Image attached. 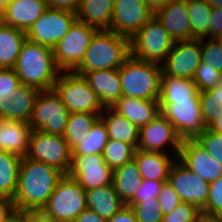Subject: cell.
Wrapping results in <instances>:
<instances>
[{
	"label": "cell",
	"instance_id": "1",
	"mask_svg": "<svg viewBox=\"0 0 222 222\" xmlns=\"http://www.w3.org/2000/svg\"><path fill=\"white\" fill-rule=\"evenodd\" d=\"M64 175L53 166L22 157L13 198L15 209L21 212L42 209Z\"/></svg>",
	"mask_w": 222,
	"mask_h": 222
},
{
	"label": "cell",
	"instance_id": "2",
	"mask_svg": "<svg viewBox=\"0 0 222 222\" xmlns=\"http://www.w3.org/2000/svg\"><path fill=\"white\" fill-rule=\"evenodd\" d=\"M13 69L21 84L39 91L53 89L62 72L56 65L53 48L28 39L24 42Z\"/></svg>",
	"mask_w": 222,
	"mask_h": 222
},
{
	"label": "cell",
	"instance_id": "3",
	"mask_svg": "<svg viewBox=\"0 0 222 222\" xmlns=\"http://www.w3.org/2000/svg\"><path fill=\"white\" fill-rule=\"evenodd\" d=\"M130 56V40L110 30H99L87 48L80 65L73 71L84 72L118 69Z\"/></svg>",
	"mask_w": 222,
	"mask_h": 222
},
{
	"label": "cell",
	"instance_id": "4",
	"mask_svg": "<svg viewBox=\"0 0 222 222\" xmlns=\"http://www.w3.org/2000/svg\"><path fill=\"white\" fill-rule=\"evenodd\" d=\"M161 76L162 66L160 64L139 61L130 55L119 67L122 95L158 101Z\"/></svg>",
	"mask_w": 222,
	"mask_h": 222
},
{
	"label": "cell",
	"instance_id": "5",
	"mask_svg": "<svg viewBox=\"0 0 222 222\" xmlns=\"http://www.w3.org/2000/svg\"><path fill=\"white\" fill-rule=\"evenodd\" d=\"M175 40L153 15L130 39V55L139 61L162 64Z\"/></svg>",
	"mask_w": 222,
	"mask_h": 222
},
{
	"label": "cell",
	"instance_id": "6",
	"mask_svg": "<svg viewBox=\"0 0 222 222\" xmlns=\"http://www.w3.org/2000/svg\"><path fill=\"white\" fill-rule=\"evenodd\" d=\"M53 89L70 113L101 114L104 111L97 94L82 75L61 72Z\"/></svg>",
	"mask_w": 222,
	"mask_h": 222
},
{
	"label": "cell",
	"instance_id": "7",
	"mask_svg": "<svg viewBox=\"0 0 222 222\" xmlns=\"http://www.w3.org/2000/svg\"><path fill=\"white\" fill-rule=\"evenodd\" d=\"M86 208L85 190L69 175H64L39 211L58 222H74Z\"/></svg>",
	"mask_w": 222,
	"mask_h": 222
},
{
	"label": "cell",
	"instance_id": "8",
	"mask_svg": "<svg viewBox=\"0 0 222 222\" xmlns=\"http://www.w3.org/2000/svg\"><path fill=\"white\" fill-rule=\"evenodd\" d=\"M99 30L75 20L67 34L53 47L56 65L62 72H73L84 58Z\"/></svg>",
	"mask_w": 222,
	"mask_h": 222
},
{
	"label": "cell",
	"instance_id": "9",
	"mask_svg": "<svg viewBox=\"0 0 222 222\" xmlns=\"http://www.w3.org/2000/svg\"><path fill=\"white\" fill-rule=\"evenodd\" d=\"M70 112L54 89L39 91L36 96L29 126L47 134H65Z\"/></svg>",
	"mask_w": 222,
	"mask_h": 222
},
{
	"label": "cell",
	"instance_id": "10",
	"mask_svg": "<svg viewBox=\"0 0 222 222\" xmlns=\"http://www.w3.org/2000/svg\"><path fill=\"white\" fill-rule=\"evenodd\" d=\"M26 158L53 166L68 175L72 165V152L65 138L33 130Z\"/></svg>",
	"mask_w": 222,
	"mask_h": 222
},
{
	"label": "cell",
	"instance_id": "11",
	"mask_svg": "<svg viewBox=\"0 0 222 222\" xmlns=\"http://www.w3.org/2000/svg\"><path fill=\"white\" fill-rule=\"evenodd\" d=\"M161 114L174 126L182 140H196L206 129L199 94L193 100L159 104Z\"/></svg>",
	"mask_w": 222,
	"mask_h": 222
},
{
	"label": "cell",
	"instance_id": "12",
	"mask_svg": "<svg viewBox=\"0 0 222 222\" xmlns=\"http://www.w3.org/2000/svg\"><path fill=\"white\" fill-rule=\"evenodd\" d=\"M76 19L74 12L48 7L26 32L27 39L53 48L67 34Z\"/></svg>",
	"mask_w": 222,
	"mask_h": 222
},
{
	"label": "cell",
	"instance_id": "13",
	"mask_svg": "<svg viewBox=\"0 0 222 222\" xmlns=\"http://www.w3.org/2000/svg\"><path fill=\"white\" fill-rule=\"evenodd\" d=\"M182 141L174 126L160 113L139 128L137 149L179 155Z\"/></svg>",
	"mask_w": 222,
	"mask_h": 222
},
{
	"label": "cell",
	"instance_id": "14",
	"mask_svg": "<svg viewBox=\"0 0 222 222\" xmlns=\"http://www.w3.org/2000/svg\"><path fill=\"white\" fill-rule=\"evenodd\" d=\"M153 15L142 0H114L109 30L130 40Z\"/></svg>",
	"mask_w": 222,
	"mask_h": 222
},
{
	"label": "cell",
	"instance_id": "15",
	"mask_svg": "<svg viewBox=\"0 0 222 222\" xmlns=\"http://www.w3.org/2000/svg\"><path fill=\"white\" fill-rule=\"evenodd\" d=\"M168 182L181 202L191 203L202 210L207 203L209 182L188 169L178 158L172 165Z\"/></svg>",
	"mask_w": 222,
	"mask_h": 222
},
{
	"label": "cell",
	"instance_id": "16",
	"mask_svg": "<svg viewBox=\"0 0 222 222\" xmlns=\"http://www.w3.org/2000/svg\"><path fill=\"white\" fill-rule=\"evenodd\" d=\"M202 62L200 39L175 41L162 66V76L193 79Z\"/></svg>",
	"mask_w": 222,
	"mask_h": 222
},
{
	"label": "cell",
	"instance_id": "17",
	"mask_svg": "<svg viewBox=\"0 0 222 222\" xmlns=\"http://www.w3.org/2000/svg\"><path fill=\"white\" fill-rule=\"evenodd\" d=\"M68 175L85 191L112 184L113 170L105 163L102 154L72 157Z\"/></svg>",
	"mask_w": 222,
	"mask_h": 222
},
{
	"label": "cell",
	"instance_id": "18",
	"mask_svg": "<svg viewBox=\"0 0 222 222\" xmlns=\"http://www.w3.org/2000/svg\"><path fill=\"white\" fill-rule=\"evenodd\" d=\"M178 159L209 183L222 176V164L214 160L197 140H183Z\"/></svg>",
	"mask_w": 222,
	"mask_h": 222
},
{
	"label": "cell",
	"instance_id": "19",
	"mask_svg": "<svg viewBox=\"0 0 222 222\" xmlns=\"http://www.w3.org/2000/svg\"><path fill=\"white\" fill-rule=\"evenodd\" d=\"M38 93V89L21 84L14 93L0 97V120L29 123Z\"/></svg>",
	"mask_w": 222,
	"mask_h": 222
},
{
	"label": "cell",
	"instance_id": "20",
	"mask_svg": "<svg viewBox=\"0 0 222 222\" xmlns=\"http://www.w3.org/2000/svg\"><path fill=\"white\" fill-rule=\"evenodd\" d=\"M175 41L191 40V25L186 0H172L154 11Z\"/></svg>",
	"mask_w": 222,
	"mask_h": 222
},
{
	"label": "cell",
	"instance_id": "21",
	"mask_svg": "<svg viewBox=\"0 0 222 222\" xmlns=\"http://www.w3.org/2000/svg\"><path fill=\"white\" fill-rule=\"evenodd\" d=\"M47 9L45 0H10L0 14L1 22L27 32Z\"/></svg>",
	"mask_w": 222,
	"mask_h": 222
},
{
	"label": "cell",
	"instance_id": "22",
	"mask_svg": "<svg viewBox=\"0 0 222 222\" xmlns=\"http://www.w3.org/2000/svg\"><path fill=\"white\" fill-rule=\"evenodd\" d=\"M82 76L97 94L103 108H112L123 96L119 68L84 72Z\"/></svg>",
	"mask_w": 222,
	"mask_h": 222
},
{
	"label": "cell",
	"instance_id": "23",
	"mask_svg": "<svg viewBox=\"0 0 222 222\" xmlns=\"http://www.w3.org/2000/svg\"><path fill=\"white\" fill-rule=\"evenodd\" d=\"M178 156L136 149L134 160L143 180L168 181L170 169Z\"/></svg>",
	"mask_w": 222,
	"mask_h": 222
},
{
	"label": "cell",
	"instance_id": "24",
	"mask_svg": "<svg viewBox=\"0 0 222 222\" xmlns=\"http://www.w3.org/2000/svg\"><path fill=\"white\" fill-rule=\"evenodd\" d=\"M33 129L18 120H0V150L25 157Z\"/></svg>",
	"mask_w": 222,
	"mask_h": 222
},
{
	"label": "cell",
	"instance_id": "25",
	"mask_svg": "<svg viewBox=\"0 0 222 222\" xmlns=\"http://www.w3.org/2000/svg\"><path fill=\"white\" fill-rule=\"evenodd\" d=\"M112 108L138 128L147 125L161 113L159 101L126 96H122Z\"/></svg>",
	"mask_w": 222,
	"mask_h": 222
},
{
	"label": "cell",
	"instance_id": "26",
	"mask_svg": "<svg viewBox=\"0 0 222 222\" xmlns=\"http://www.w3.org/2000/svg\"><path fill=\"white\" fill-rule=\"evenodd\" d=\"M106 127L109 139L133 145L139 142V128L113 108H104L99 118Z\"/></svg>",
	"mask_w": 222,
	"mask_h": 222
},
{
	"label": "cell",
	"instance_id": "27",
	"mask_svg": "<svg viewBox=\"0 0 222 222\" xmlns=\"http://www.w3.org/2000/svg\"><path fill=\"white\" fill-rule=\"evenodd\" d=\"M87 208L105 220L113 217L126 204L120 199L113 184L85 191Z\"/></svg>",
	"mask_w": 222,
	"mask_h": 222
},
{
	"label": "cell",
	"instance_id": "28",
	"mask_svg": "<svg viewBox=\"0 0 222 222\" xmlns=\"http://www.w3.org/2000/svg\"><path fill=\"white\" fill-rule=\"evenodd\" d=\"M113 10L114 0H82L76 17L98 30H109Z\"/></svg>",
	"mask_w": 222,
	"mask_h": 222
},
{
	"label": "cell",
	"instance_id": "29",
	"mask_svg": "<svg viewBox=\"0 0 222 222\" xmlns=\"http://www.w3.org/2000/svg\"><path fill=\"white\" fill-rule=\"evenodd\" d=\"M199 90L192 79L161 76L159 104H173L176 101L193 100Z\"/></svg>",
	"mask_w": 222,
	"mask_h": 222
},
{
	"label": "cell",
	"instance_id": "30",
	"mask_svg": "<svg viewBox=\"0 0 222 222\" xmlns=\"http://www.w3.org/2000/svg\"><path fill=\"white\" fill-rule=\"evenodd\" d=\"M26 39L25 31L0 22V68H14Z\"/></svg>",
	"mask_w": 222,
	"mask_h": 222
},
{
	"label": "cell",
	"instance_id": "31",
	"mask_svg": "<svg viewBox=\"0 0 222 222\" xmlns=\"http://www.w3.org/2000/svg\"><path fill=\"white\" fill-rule=\"evenodd\" d=\"M142 180L134 159L113 170L112 184L126 205L134 198Z\"/></svg>",
	"mask_w": 222,
	"mask_h": 222
},
{
	"label": "cell",
	"instance_id": "32",
	"mask_svg": "<svg viewBox=\"0 0 222 222\" xmlns=\"http://www.w3.org/2000/svg\"><path fill=\"white\" fill-rule=\"evenodd\" d=\"M22 157L0 150V197L13 199Z\"/></svg>",
	"mask_w": 222,
	"mask_h": 222
},
{
	"label": "cell",
	"instance_id": "33",
	"mask_svg": "<svg viewBox=\"0 0 222 222\" xmlns=\"http://www.w3.org/2000/svg\"><path fill=\"white\" fill-rule=\"evenodd\" d=\"M100 118V114L70 113L63 137L71 152L89 135L91 127Z\"/></svg>",
	"mask_w": 222,
	"mask_h": 222
},
{
	"label": "cell",
	"instance_id": "34",
	"mask_svg": "<svg viewBox=\"0 0 222 222\" xmlns=\"http://www.w3.org/2000/svg\"><path fill=\"white\" fill-rule=\"evenodd\" d=\"M191 25V40L209 38V17L212 7L205 0H186Z\"/></svg>",
	"mask_w": 222,
	"mask_h": 222
},
{
	"label": "cell",
	"instance_id": "35",
	"mask_svg": "<svg viewBox=\"0 0 222 222\" xmlns=\"http://www.w3.org/2000/svg\"><path fill=\"white\" fill-rule=\"evenodd\" d=\"M109 136L105 124L98 119L91 127L88 137L72 151V157L102 154Z\"/></svg>",
	"mask_w": 222,
	"mask_h": 222
},
{
	"label": "cell",
	"instance_id": "36",
	"mask_svg": "<svg viewBox=\"0 0 222 222\" xmlns=\"http://www.w3.org/2000/svg\"><path fill=\"white\" fill-rule=\"evenodd\" d=\"M135 151L136 148L133 145L109 139L102 152V156L105 163L112 170H115L123 164L132 161Z\"/></svg>",
	"mask_w": 222,
	"mask_h": 222
},
{
	"label": "cell",
	"instance_id": "37",
	"mask_svg": "<svg viewBox=\"0 0 222 222\" xmlns=\"http://www.w3.org/2000/svg\"><path fill=\"white\" fill-rule=\"evenodd\" d=\"M202 62L199 67H211L222 72V46L215 38H200Z\"/></svg>",
	"mask_w": 222,
	"mask_h": 222
},
{
	"label": "cell",
	"instance_id": "38",
	"mask_svg": "<svg viewBox=\"0 0 222 222\" xmlns=\"http://www.w3.org/2000/svg\"><path fill=\"white\" fill-rule=\"evenodd\" d=\"M130 206L138 222H162L163 214L158 200H144Z\"/></svg>",
	"mask_w": 222,
	"mask_h": 222
},
{
	"label": "cell",
	"instance_id": "39",
	"mask_svg": "<svg viewBox=\"0 0 222 222\" xmlns=\"http://www.w3.org/2000/svg\"><path fill=\"white\" fill-rule=\"evenodd\" d=\"M192 80L200 92L210 90L222 82V72L211 67H198Z\"/></svg>",
	"mask_w": 222,
	"mask_h": 222
},
{
	"label": "cell",
	"instance_id": "40",
	"mask_svg": "<svg viewBox=\"0 0 222 222\" xmlns=\"http://www.w3.org/2000/svg\"><path fill=\"white\" fill-rule=\"evenodd\" d=\"M201 211L211 216H222V176L209 183L207 203Z\"/></svg>",
	"mask_w": 222,
	"mask_h": 222
},
{
	"label": "cell",
	"instance_id": "41",
	"mask_svg": "<svg viewBox=\"0 0 222 222\" xmlns=\"http://www.w3.org/2000/svg\"><path fill=\"white\" fill-rule=\"evenodd\" d=\"M201 213L194 204L181 202L172 212L163 216L162 222H197Z\"/></svg>",
	"mask_w": 222,
	"mask_h": 222
},
{
	"label": "cell",
	"instance_id": "42",
	"mask_svg": "<svg viewBox=\"0 0 222 222\" xmlns=\"http://www.w3.org/2000/svg\"><path fill=\"white\" fill-rule=\"evenodd\" d=\"M200 145L222 164V134L209 130L208 128L196 139Z\"/></svg>",
	"mask_w": 222,
	"mask_h": 222
},
{
	"label": "cell",
	"instance_id": "43",
	"mask_svg": "<svg viewBox=\"0 0 222 222\" xmlns=\"http://www.w3.org/2000/svg\"><path fill=\"white\" fill-rule=\"evenodd\" d=\"M163 182L165 181L142 180L134 198L127 205H135L144 200H158Z\"/></svg>",
	"mask_w": 222,
	"mask_h": 222
},
{
	"label": "cell",
	"instance_id": "44",
	"mask_svg": "<svg viewBox=\"0 0 222 222\" xmlns=\"http://www.w3.org/2000/svg\"><path fill=\"white\" fill-rule=\"evenodd\" d=\"M158 202L163 216L172 212L181 203L178 194L168 181L163 182Z\"/></svg>",
	"mask_w": 222,
	"mask_h": 222
},
{
	"label": "cell",
	"instance_id": "45",
	"mask_svg": "<svg viewBox=\"0 0 222 222\" xmlns=\"http://www.w3.org/2000/svg\"><path fill=\"white\" fill-rule=\"evenodd\" d=\"M20 85V78L13 68H0V97L14 93Z\"/></svg>",
	"mask_w": 222,
	"mask_h": 222
},
{
	"label": "cell",
	"instance_id": "46",
	"mask_svg": "<svg viewBox=\"0 0 222 222\" xmlns=\"http://www.w3.org/2000/svg\"><path fill=\"white\" fill-rule=\"evenodd\" d=\"M199 100L204 122L208 126L219 113V103H216L207 91L199 92Z\"/></svg>",
	"mask_w": 222,
	"mask_h": 222
},
{
	"label": "cell",
	"instance_id": "47",
	"mask_svg": "<svg viewBox=\"0 0 222 222\" xmlns=\"http://www.w3.org/2000/svg\"><path fill=\"white\" fill-rule=\"evenodd\" d=\"M222 34V8H212L209 17V38Z\"/></svg>",
	"mask_w": 222,
	"mask_h": 222
},
{
	"label": "cell",
	"instance_id": "48",
	"mask_svg": "<svg viewBox=\"0 0 222 222\" xmlns=\"http://www.w3.org/2000/svg\"><path fill=\"white\" fill-rule=\"evenodd\" d=\"M82 0H48V7L76 13Z\"/></svg>",
	"mask_w": 222,
	"mask_h": 222
},
{
	"label": "cell",
	"instance_id": "49",
	"mask_svg": "<svg viewBox=\"0 0 222 222\" xmlns=\"http://www.w3.org/2000/svg\"><path fill=\"white\" fill-rule=\"evenodd\" d=\"M107 222H138L133 209L125 205L120 209L113 217L107 220Z\"/></svg>",
	"mask_w": 222,
	"mask_h": 222
},
{
	"label": "cell",
	"instance_id": "50",
	"mask_svg": "<svg viewBox=\"0 0 222 222\" xmlns=\"http://www.w3.org/2000/svg\"><path fill=\"white\" fill-rule=\"evenodd\" d=\"M16 211L14 201L8 197H0V222L6 220Z\"/></svg>",
	"mask_w": 222,
	"mask_h": 222
},
{
	"label": "cell",
	"instance_id": "51",
	"mask_svg": "<svg viewBox=\"0 0 222 222\" xmlns=\"http://www.w3.org/2000/svg\"><path fill=\"white\" fill-rule=\"evenodd\" d=\"M74 222H107V220L101 218L95 211L86 208L76 217Z\"/></svg>",
	"mask_w": 222,
	"mask_h": 222
},
{
	"label": "cell",
	"instance_id": "52",
	"mask_svg": "<svg viewBox=\"0 0 222 222\" xmlns=\"http://www.w3.org/2000/svg\"><path fill=\"white\" fill-rule=\"evenodd\" d=\"M24 222H58V221L46 217L40 211H28L24 212Z\"/></svg>",
	"mask_w": 222,
	"mask_h": 222
},
{
	"label": "cell",
	"instance_id": "53",
	"mask_svg": "<svg viewBox=\"0 0 222 222\" xmlns=\"http://www.w3.org/2000/svg\"><path fill=\"white\" fill-rule=\"evenodd\" d=\"M207 128L217 133L222 134V108H219V113L216 114V119L213 120Z\"/></svg>",
	"mask_w": 222,
	"mask_h": 222
},
{
	"label": "cell",
	"instance_id": "54",
	"mask_svg": "<svg viewBox=\"0 0 222 222\" xmlns=\"http://www.w3.org/2000/svg\"><path fill=\"white\" fill-rule=\"evenodd\" d=\"M206 91L211 95L216 103H219V108H222V82L215 88Z\"/></svg>",
	"mask_w": 222,
	"mask_h": 222
},
{
	"label": "cell",
	"instance_id": "55",
	"mask_svg": "<svg viewBox=\"0 0 222 222\" xmlns=\"http://www.w3.org/2000/svg\"><path fill=\"white\" fill-rule=\"evenodd\" d=\"M146 5H148L153 11L162 7L165 3L172 0H142Z\"/></svg>",
	"mask_w": 222,
	"mask_h": 222
},
{
	"label": "cell",
	"instance_id": "56",
	"mask_svg": "<svg viewBox=\"0 0 222 222\" xmlns=\"http://www.w3.org/2000/svg\"><path fill=\"white\" fill-rule=\"evenodd\" d=\"M197 222H222V216H211L201 213Z\"/></svg>",
	"mask_w": 222,
	"mask_h": 222
},
{
	"label": "cell",
	"instance_id": "57",
	"mask_svg": "<svg viewBox=\"0 0 222 222\" xmlns=\"http://www.w3.org/2000/svg\"><path fill=\"white\" fill-rule=\"evenodd\" d=\"M2 222H24V212L16 210L10 217Z\"/></svg>",
	"mask_w": 222,
	"mask_h": 222
},
{
	"label": "cell",
	"instance_id": "58",
	"mask_svg": "<svg viewBox=\"0 0 222 222\" xmlns=\"http://www.w3.org/2000/svg\"><path fill=\"white\" fill-rule=\"evenodd\" d=\"M212 8H222V0H205Z\"/></svg>",
	"mask_w": 222,
	"mask_h": 222
},
{
	"label": "cell",
	"instance_id": "59",
	"mask_svg": "<svg viewBox=\"0 0 222 222\" xmlns=\"http://www.w3.org/2000/svg\"><path fill=\"white\" fill-rule=\"evenodd\" d=\"M10 0H0V14L6 8Z\"/></svg>",
	"mask_w": 222,
	"mask_h": 222
},
{
	"label": "cell",
	"instance_id": "60",
	"mask_svg": "<svg viewBox=\"0 0 222 222\" xmlns=\"http://www.w3.org/2000/svg\"><path fill=\"white\" fill-rule=\"evenodd\" d=\"M219 43L220 45L222 46V34H220L218 37L215 38Z\"/></svg>",
	"mask_w": 222,
	"mask_h": 222
}]
</instances>
